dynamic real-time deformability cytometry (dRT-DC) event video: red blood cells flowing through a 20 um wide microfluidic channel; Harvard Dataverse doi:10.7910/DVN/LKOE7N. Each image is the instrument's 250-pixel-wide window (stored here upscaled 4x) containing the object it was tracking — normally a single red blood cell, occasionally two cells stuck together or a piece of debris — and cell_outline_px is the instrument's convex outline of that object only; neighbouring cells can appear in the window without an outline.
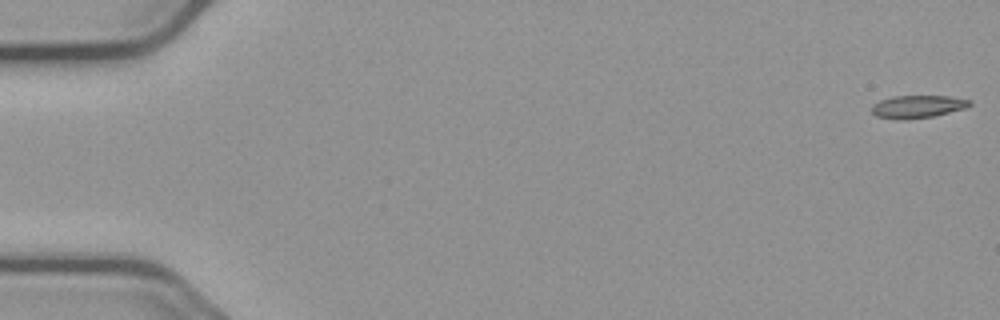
{"species": "common noctule bat (a hibernating species)", "species_latin": "Nyctalus noctula", "temperature_condition": "cold", "stored_images_in_passage": 56, "camera_frame_rate_fps": 3000, "um_per_image_px": 0.085, "animal": {"sex": "male", "body_mass_g": 23.1, "forearm_length_mm": 52.7}, "frame": {"image": 1, "passage_image": 1, "time_ms": 0.0, "image_size_px": [1000, 320], "cell_outline_px": [[972, 104], [964, 108], [932, 116], [904, 120], [900, 120], [876, 116], [872, 112], [872, 104], [880, 100], [892, 96], [948, 96], [972, 100]], "centroid_in_image_um": [77.97, 9.05], "position_along_channel_um": 7.0, "area_um2": 12.89}}
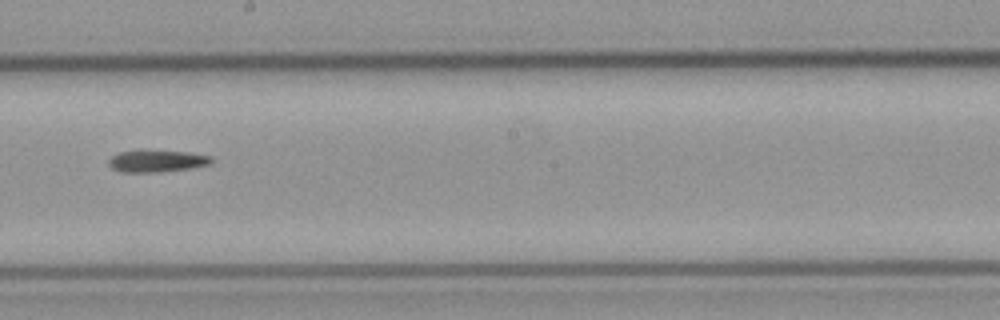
{"frame": {"image": 2, "passage_image": 32, "time_ms": 10.333, "image_size_px": [1000, 320], "cell_outline_px": [[212, 164], [192, 168], [160, 172], [120, 172], [112, 168], [108, 164], [108, 160], [112, 156], [120, 152], [188, 152], [212, 156]], "centroid_in_image_um": [13.37, 13.72], "position_along_channel_um": 234.8, "area_um2": 12.77}}
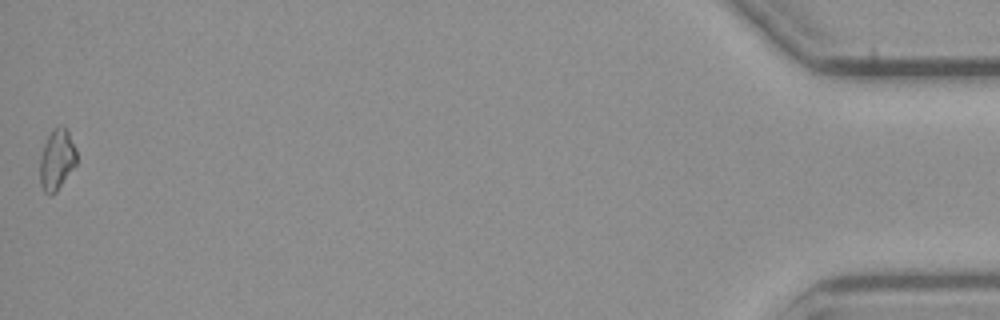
{"frame": {"image": 3, "passage_image": 56, "time_ms": 18.333, "image_size_px": [1000, 320], "cell_outline_px": [[76, 164], [56, 192], [52, 196], [48, 196], [44, 192], [40, 184], [40, 156], [44, 144], [52, 128], [64, 124], [76, 148]], "centroid_in_image_um": [4.82, 13.57], "position_along_channel_um": 430.4, "area_um2": 13.12}}